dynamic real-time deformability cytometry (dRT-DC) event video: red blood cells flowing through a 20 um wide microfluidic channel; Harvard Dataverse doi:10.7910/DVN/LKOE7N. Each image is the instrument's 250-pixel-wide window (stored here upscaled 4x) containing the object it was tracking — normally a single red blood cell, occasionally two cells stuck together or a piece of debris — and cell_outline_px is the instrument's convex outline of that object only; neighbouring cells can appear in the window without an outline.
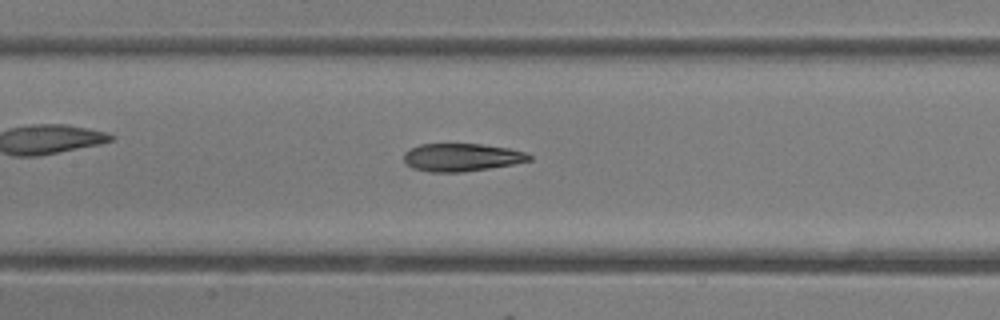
{"species": "common noctule bat (a hibernating species)", "species_latin": "Nyctalus noctula", "temperature_condition": "room temperature", "stored_images_in_passage": 8, "camera_frame_rate_fps": 3000, "um_per_image_px": 0.085, "animal": {"sex": "female"}, "frame": {"image": 1, "passage_image": 7, "time_ms": 7.0, "image_size_px": [1000, 320], "cell_outline_px": [[532, 160], [512, 164], [464, 172], [428, 172], [412, 168], [404, 164], [404, 152], [420, 144], [480, 144], [508, 148], [524, 152], [532, 156]], "centroid_in_image_um": [39.2, 13.38], "position_along_channel_um": 168.2, "area_um2": 20.35}}